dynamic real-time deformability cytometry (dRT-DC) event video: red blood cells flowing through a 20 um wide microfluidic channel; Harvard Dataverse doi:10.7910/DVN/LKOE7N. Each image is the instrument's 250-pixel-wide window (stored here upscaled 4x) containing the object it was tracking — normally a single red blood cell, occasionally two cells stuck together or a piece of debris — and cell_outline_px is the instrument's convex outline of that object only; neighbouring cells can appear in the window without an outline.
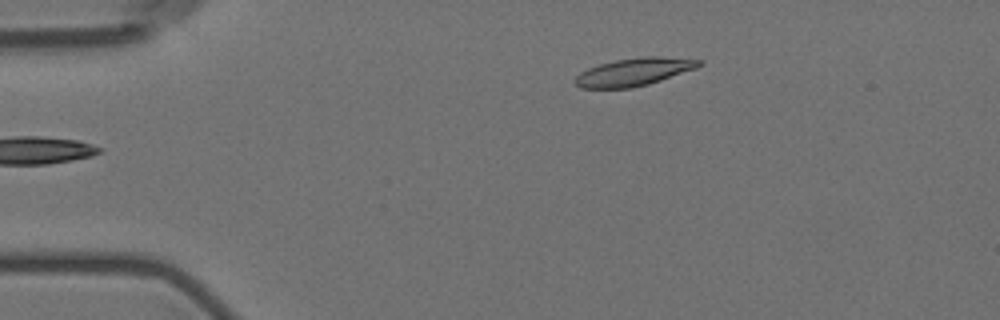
{"species": "Egyptian fruit bat (a non-hibernating species)", "species_latin": "Rousettus aegyptiacus", "temperature_condition": "room temperature", "stored_images_in_passage": 4, "camera_frame_rate_fps": 3000, "um_per_image_px": 0.085, "animal": {"sex": "female"}, "frame": {"image": 1, "passage_image": 4, "time_ms": 3.667, "image_size_px": [1000, 320], "cell_outline_px": [[704, 64], [696, 68], [648, 84], [632, 88], [580, 88], [572, 80], [580, 72], [588, 68], [600, 64], [616, 60], [644, 56], [660, 56], [704, 60]], "centroid_in_image_um": [53.89, 6.11], "position_along_channel_um": 31.1, "area_um2": 20.06}}